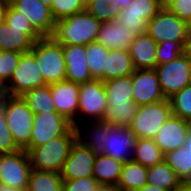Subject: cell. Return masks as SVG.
<instances>
[{
  "label": "cell",
  "instance_id": "11a10c76",
  "mask_svg": "<svg viewBox=\"0 0 191 191\" xmlns=\"http://www.w3.org/2000/svg\"><path fill=\"white\" fill-rule=\"evenodd\" d=\"M0 191H10V187L7 185L0 184Z\"/></svg>",
  "mask_w": 191,
  "mask_h": 191
},
{
  "label": "cell",
  "instance_id": "f5cc1de1",
  "mask_svg": "<svg viewBox=\"0 0 191 191\" xmlns=\"http://www.w3.org/2000/svg\"><path fill=\"white\" fill-rule=\"evenodd\" d=\"M100 191H120L116 187H103Z\"/></svg>",
  "mask_w": 191,
  "mask_h": 191
},
{
  "label": "cell",
  "instance_id": "9c48e42d",
  "mask_svg": "<svg viewBox=\"0 0 191 191\" xmlns=\"http://www.w3.org/2000/svg\"><path fill=\"white\" fill-rule=\"evenodd\" d=\"M155 70L166 99L191 84V61L183 54L166 64L157 65Z\"/></svg>",
  "mask_w": 191,
  "mask_h": 191
},
{
  "label": "cell",
  "instance_id": "83f0119b",
  "mask_svg": "<svg viewBox=\"0 0 191 191\" xmlns=\"http://www.w3.org/2000/svg\"><path fill=\"white\" fill-rule=\"evenodd\" d=\"M181 183L182 180L165 161L147 168V184L172 191Z\"/></svg>",
  "mask_w": 191,
  "mask_h": 191
},
{
  "label": "cell",
  "instance_id": "e0dca14e",
  "mask_svg": "<svg viewBox=\"0 0 191 191\" xmlns=\"http://www.w3.org/2000/svg\"><path fill=\"white\" fill-rule=\"evenodd\" d=\"M11 5L23 13L43 37L52 36L55 20L49 6L40 0H16Z\"/></svg>",
  "mask_w": 191,
  "mask_h": 191
},
{
  "label": "cell",
  "instance_id": "60d3db41",
  "mask_svg": "<svg viewBox=\"0 0 191 191\" xmlns=\"http://www.w3.org/2000/svg\"><path fill=\"white\" fill-rule=\"evenodd\" d=\"M103 187L93 177L63 179L62 191H100Z\"/></svg>",
  "mask_w": 191,
  "mask_h": 191
},
{
  "label": "cell",
  "instance_id": "ab89813d",
  "mask_svg": "<svg viewBox=\"0 0 191 191\" xmlns=\"http://www.w3.org/2000/svg\"><path fill=\"white\" fill-rule=\"evenodd\" d=\"M162 8L159 0H133L127 7L121 11L135 12L144 16L150 21Z\"/></svg>",
  "mask_w": 191,
  "mask_h": 191
},
{
  "label": "cell",
  "instance_id": "5b68a950",
  "mask_svg": "<svg viewBox=\"0 0 191 191\" xmlns=\"http://www.w3.org/2000/svg\"><path fill=\"white\" fill-rule=\"evenodd\" d=\"M107 103L102 80L93 79L92 81L79 84L77 124L104 121Z\"/></svg>",
  "mask_w": 191,
  "mask_h": 191
},
{
  "label": "cell",
  "instance_id": "603a6c76",
  "mask_svg": "<svg viewBox=\"0 0 191 191\" xmlns=\"http://www.w3.org/2000/svg\"><path fill=\"white\" fill-rule=\"evenodd\" d=\"M135 70L129 50H108L104 67V81L121 76H129Z\"/></svg>",
  "mask_w": 191,
  "mask_h": 191
},
{
  "label": "cell",
  "instance_id": "9f6ffc18",
  "mask_svg": "<svg viewBox=\"0 0 191 191\" xmlns=\"http://www.w3.org/2000/svg\"><path fill=\"white\" fill-rule=\"evenodd\" d=\"M43 4H46L47 6L51 7L53 0H40Z\"/></svg>",
  "mask_w": 191,
  "mask_h": 191
},
{
  "label": "cell",
  "instance_id": "c3c4849f",
  "mask_svg": "<svg viewBox=\"0 0 191 191\" xmlns=\"http://www.w3.org/2000/svg\"><path fill=\"white\" fill-rule=\"evenodd\" d=\"M136 191H167L163 188H160L159 186L151 185V184H146L142 188L136 190Z\"/></svg>",
  "mask_w": 191,
  "mask_h": 191
},
{
  "label": "cell",
  "instance_id": "e575fe53",
  "mask_svg": "<svg viewBox=\"0 0 191 191\" xmlns=\"http://www.w3.org/2000/svg\"><path fill=\"white\" fill-rule=\"evenodd\" d=\"M172 115L191 122V84L169 99Z\"/></svg>",
  "mask_w": 191,
  "mask_h": 191
},
{
  "label": "cell",
  "instance_id": "8fae6325",
  "mask_svg": "<svg viewBox=\"0 0 191 191\" xmlns=\"http://www.w3.org/2000/svg\"><path fill=\"white\" fill-rule=\"evenodd\" d=\"M72 123L58 112L34 114L29 144L25 148H34L48 143L53 138L64 135Z\"/></svg>",
  "mask_w": 191,
  "mask_h": 191
},
{
  "label": "cell",
  "instance_id": "ba28073f",
  "mask_svg": "<svg viewBox=\"0 0 191 191\" xmlns=\"http://www.w3.org/2000/svg\"><path fill=\"white\" fill-rule=\"evenodd\" d=\"M147 34L156 43L164 41H185L190 32L189 24L181 20L167 7H162L147 24Z\"/></svg>",
  "mask_w": 191,
  "mask_h": 191
},
{
  "label": "cell",
  "instance_id": "7dc6e473",
  "mask_svg": "<svg viewBox=\"0 0 191 191\" xmlns=\"http://www.w3.org/2000/svg\"><path fill=\"white\" fill-rule=\"evenodd\" d=\"M8 8V3L6 0H0V24L4 21L5 12Z\"/></svg>",
  "mask_w": 191,
  "mask_h": 191
},
{
  "label": "cell",
  "instance_id": "7a4b0ae2",
  "mask_svg": "<svg viewBox=\"0 0 191 191\" xmlns=\"http://www.w3.org/2000/svg\"><path fill=\"white\" fill-rule=\"evenodd\" d=\"M102 23L86 10L55 22L52 37L62 45L96 42Z\"/></svg>",
  "mask_w": 191,
  "mask_h": 191
},
{
  "label": "cell",
  "instance_id": "7402d4cb",
  "mask_svg": "<svg viewBox=\"0 0 191 191\" xmlns=\"http://www.w3.org/2000/svg\"><path fill=\"white\" fill-rule=\"evenodd\" d=\"M123 164L110 156L98 153L94 161L93 177L102 187H116Z\"/></svg>",
  "mask_w": 191,
  "mask_h": 191
},
{
  "label": "cell",
  "instance_id": "44dd1931",
  "mask_svg": "<svg viewBox=\"0 0 191 191\" xmlns=\"http://www.w3.org/2000/svg\"><path fill=\"white\" fill-rule=\"evenodd\" d=\"M77 140L96 154L102 153L105 135L109 134L110 124L107 122H84L75 126Z\"/></svg>",
  "mask_w": 191,
  "mask_h": 191
},
{
  "label": "cell",
  "instance_id": "91938a15",
  "mask_svg": "<svg viewBox=\"0 0 191 191\" xmlns=\"http://www.w3.org/2000/svg\"><path fill=\"white\" fill-rule=\"evenodd\" d=\"M14 1H16V0H6V2H7L9 5H11Z\"/></svg>",
  "mask_w": 191,
  "mask_h": 191
},
{
  "label": "cell",
  "instance_id": "4316f807",
  "mask_svg": "<svg viewBox=\"0 0 191 191\" xmlns=\"http://www.w3.org/2000/svg\"><path fill=\"white\" fill-rule=\"evenodd\" d=\"M133 161L144 167H152L164 161V153L156 145L153 138L136 139Z\"/></svg>",
  "mask_w": 191,
  "mask_h": 191
},
{
  "label": "cell",
  "instance_id": "74e56055",
  "mask_svg": "<svg viewBox=\"0 0 191 191\" xmlns=\"http://www.w3.org/2000/svg\"><path fill=\"white\" fill-rule=\"evenodd\" d=\"M21 54L10 50L0 51V83L4 86L13 76Z\"/></svg>",
  "mask_w": 191,
  "mask_h": 191
},
{
  "label": "cell",
  "instance_id": "2e32d148",
  "mask_svg": "<svg viewBox=\"0 0 191 191\" xmlns=\"http://www.w3.org/2000/svg\"><path fill=\"white\" fill-rule=\"evenodd\" d=\"M190 125L191 122L171 115L159 128L153 140L164 154L183 147Z\"/></svg>",
  "mask_w": 191,
  "mask_h": 191
},
{
  "label": "cell",
  "instance_id": "cb8c5ba5",
  "mask_svg": "<svg viewBox=\"0 0 191 191\" xmlns=\"http://www.w3.org/2000/svg\"><path fill=\"white\" fill-rule=\"evenodd\" d=\"M34 41L23 30L10 28L5 20L0 24V51L30 52Z\"/></svg>",
  "mask_w": 191,
  "mask_h": 191
},
{
  "label": "cell",
  "instance_id": "277c9868",
  "mask_svg": "<svg viewBox=\"0 0 191 191\" xmlns=\"http://www.w3.org/2000/svg\"><path fill=\"white\" fill-rule=\"evenodd\" d=\"M3 114L15 143L24 149L30 141L34 114L21 96L6 95Z\"/></svg>",
  "mask_w": 191,
  "mask_h": 191
},
{
  "label": "cell",
  "instance_id": "5bb4252c",
  "mask_svg": "<svg viewBox=\"0 0 191 191\" xmlns=\"http://www.w3.org/2000/svg\"><path fill=\"white\" fill-rule=\"evenodd\" d=\"M56 111L72 123L77 125L79 104V84L68 80L49 84Z\"/></svg>",
  "mask_w": 191,
  "mask_h": 191
},
{
  "label": "cell",
  "instance_id": "4dcf8cb0",
  "mask_svg": "<svg viewBox=\"0 0 191 191\" xmlns=\"http://www.w3.org/2000/svg\"><path fill=\"white\" fill-rule=\"evenodd\" d=\"M63 178L60 173L31 169L28 191H62Z\"/></svg>",
  "mask_w": 191,
  "mask_h": 191
},
{
  "label": "cell",
  "instance_id": "d4e9b609",
  "mask_svg": "<svg viewBox=\"0 0 191 191\" xmlns=\"http://www.w3.org/2000/svg\"><path fill=\"white\" fill-rule=\"evenodd\" d=\"M147 184V167L131 160L123 164L116 186L120 191H136Z\"/></svg>",
  "mask_w": 191,
  "mask_h": 191
},
{
  "label": "cell",
  "instance_id": "f35d334b",
  "mask_svg": "<svg viewBox=\"0 0 191 191\" xmlns=\"http://www.w3.org/2000/svg\"><path fill=\"white\" fill-rule=\"evenodd\" d=\"M184 41H164L158 43L156 51L157 65L166 64L183 54Z\"/></svg>",
  "mask_w": 191,
  "mask_h": 191
},
{
  "label": "cell",
  "instance_id": "ffe728a7",
  "mask_svg": "<svg viewBox=\"0 0 191 191\" xmlns=\"http://www.w3.org/2000/svg\"><path fill=\"white\" fill-rule=\"evenodd\" d=\"M158 44L147 32L137 34L129 47V54L135 69H155Z\"/></svg>",
  "mask_w": 191,
  "mask_h": 191
},
{
  "label": "cell",
  "instance_id": "52a82bcc",
  "mask_svg": "<svg viewBox=\"0 0 191 191\" xmlns=\"http://www.w3.org/2000/svg\"><path fill=\"white\" fill-rule=\"evenodd\" d=\"M46 85L35 55L30 51L20 55L17 68L5 85V92L9 96H22L29 90Z\"/></svg>",
  "mask_w": 191,
  "mask_h": 191
},
{
  "label": "cell",
  "instance_id": "484cf974",
  "mask_svg": "<svg viewBox=\"0 0 191 191\" xmlns=\"http://www.w3.org/2000/svg\"><path fill=\"white\" fill-rule=\"evenodd\" d=\"M139 106L134 101L126 103H107V110L103 122L113 126L129 127L137 114Z\"/></svg>",
  "mask_w": 191,
  "mask_h": 191
},
{
  "label": "cell",
  "instance_id": "8d00e7d4",
  "mask_svg": "<svg viewBox=\"0 0 191 191\" xmlns=\"http://www.w3.org/2000/svg\"><path fill=\"white\" fill-rule=\"evenodd\" d=\"M50 9L56 22L84 11L85 5L82 0H53Z\"/></svg>",
  "mask_w": 191,
  "mask_h": 191
},
{
  "label": "cell",
  "instance_id": "f907efd6",
  "mask_svg": "<svg viewBox=\"0 0 191 191\" xmlns=\"http://www.w3.org/2000/svg\"><path fill=\"white\" fill-rule=\"evenodd\" d=\"M184 146L188 149V151H190V154H191V125H190V128L188 130L186 142H185Z\"/></svg>",
  "mask_w": 191,
  "mask_h": 191
},
{
  "label": "cell",
  "instance_id": "94428289",
  "mask_svg": "<svg viewBox=\"0 0 191 191\" xmlns=\"http://www.w3.org/2000/svg\"><path fill=\"white\" fill-rule=\"evenodd\" d=\"M10 191H18V190L13 189V188L10 187ZM20 191H28V190L26 189V190H20Z\"/></svg>",
  "mask_w": 191,
  "mask_h": 191
},
{
  "label": "cell",
  "instance_id": "7c38bea8",
  "mask_svg": "<svg viewBox=\"0 0 191 191\" xmlns=\"http://www.w3.org/2000/svg\"><path fill=\"white\" fill-rule=\"evenodd\" d=\"M131 75L133 100L138 106L166 99L155 69H136Z\"/></svg>",
  "mask_w": 191,
  "mask_h": 191
},
{
  "label": "cell",
  "instance_id": "6f0895ef",
  "mask_svg": "<svg viewBox=\"0 0 191 191\" xmlns=\"http://www.w3.org/2000/svg\"><path fill=\"white\" fill-rule=\"evenodd\" d=\"M3 113V102L0 104V115Z\"/></svg>",
  "mask_w": 191,
  "mask_h": 191
},
{
  "label": "cell",
  "instance_id": "836d02e7",
  "mask_svg": "<svg viewBox=\"0 0 191 191\" xmlns=\"http://www.w3.org/2000/svg\"><path fill=\"white\" fill-rule=\"evenodd\" d=\"M4 20L10 25V28L23 30L34 42L43 37L33 27L29 19L23 13L17 11L12 5L8 4Z\"/></svg>",
  "mask_w": 191,
  "mask_h": 191
},
{
  "label": "cell",
  "instance_id": "7bdbcfd3",
  "mask_svg": "<svg viewBox=\"0 0 191 191\" xmlns=\"http://www.w3.org/2000/svg\"><path fill=\"white\" fill-rule=\"evenodd\" d=\"M21 150L15 143L11 131L8 128L6 118L0 115V154H10Z\"/></svg>",
  "mask_w": 191,
  "mask_h": 191
},
{
  "label": "cell",
  "instance_id": "1f68e13d",
  "mask_svg": "<svg viewBox=\"0 0 191 191\" xmlns=\"http://www.w3.org/2000/svg\"><path fill=\"white\" fill-rule=\"evenodd\" d=\"M164 161L182 182H191V154L185 146L166 152Z\"/></svg>",
  "mask_w": 191,
  "mask_h": 191
},
{
  "label": "cell",
  "instance_id": "ee69618b",
  "mask_svg": "<svg viewBox=\"0 0 191 191\" xmlns=\"http://www.w3.org/2000/svg\"><path fill=\"white\" fill-rule=\"evenodd\" d=\"M166 7L181 20L191 23V0H173Z\"/></svg>",
  "mask_w": 191,
  "mask_h": 191
},
{
  "label": "cell",
  "instance_id": "680465c9",
  "mask_svg": "<svg viewBox=\"0 0 191 191\" xmlns=\"http://www.w3.org/2000/svg\"><path fill=\"white\" fill-rule=\"evenodd\" d=\"M90 1H92V0H82V2L84 3V5L88 4Z\"/></svg>",
  "mask_w": 191,
  "mask_h": 191
},
{
  "label": "cell",
  "instance_id": "d6a6232c",
  "mask_svg": "<svg viewBox=\"0 0 191 191\" xmlns=\"http://www.w3.org/2000/svg\"><path fill=\"white\" fill-rule=\"evenodd\" d=\"M108 50L97 42H91L86 45L87 63L93 79L104 81V67Z\"/></svg>",
  "mask_w": 191,
  "mask_h": 191
},
{
  "label": "cell",
  "instance_id": "681fc988",
  "mask_svg": "<svg viewBox=\"0 0 191 191\" xmlns=\"http://www.w3.org/2000/svg\"><path fill=\"white\" fill-rule=\"evenodd\" d=\"M172 191H191V182H182L178 187Z\"/></svg>",
  "mask_w": 191,
  "mask_h": 191
},
{
  "label": "cell",
  "instance_id": "b9f144b4",
  "mask_svg": "<svg viewBox=\"0 0 191 191\" xmlns=\"http://www.w3.org/2000/svg\"><path fill=\"white\" fill-rule=\"evenodd\" d=\"M115 21L126 24L136 34H142L147 31L148 21L139 13L120 11Z\"/></svg>",
  "mask_w": 191,
  "mask_h": 191
},
{
  "label": "cell",
  "instance_id": "ac0fdd59",
  "mask_svg": "<svg viewBox=\"0 0 191 191\" xmlns=\"http://www.w3.org/2000/svg\"><path fill=\"white\" fill-rule=\"evenodd\" d=\"M65 80L82 84L93 80L86 57V45H63Z\"/></svg>",
  "mask_w": 191,
  "mask_h": 191
},
{
  "label": "cell",
  "instance_id": "bcb514c9",
  "mask_svg": "<svg viewBox=\"0 0 191 191\" xmlns=\"http://www.w3.org/2000/svg\"><path fill=\"white\" fill-rule=\"evenodd\" d=\"M133 0H113L112 4L115 9L127 7Z\"/></svg>",
  "mask_w": 191,
  "mask_h": 191
},
{
  "label": "cell",
  "instance_id": "3957f363",
  "mask_svg": "<svg viewBox=\"0 0 191 191\" xmlns=\"http://www.w3.org/2000/svg\"><path fill=\"white\" fill-rule=\"evenodd\" d=\"M31 52L47 85L65 80L66 64L63 45L52 36L41 37L35 41Z\"/></svg>",
  "mask_w": 191,
  "mask_h": 191
},
{
  "label": "cell",
  "instance_id": "f1b7e54d",
  "mask_svg": "<svg viewBox=\"0 0 191 191\" xmlns=\"http://www.w3.org/2000/svg\"><path fill=\"white\" fill-rule=\"evenodd\" d=\"M108 102L126 103L133 100L132 75L103 81Z\"/></svg>",
  "mask_w": 191,
  "mask_h": 191
},
{
  "label": "cell",
  "instance_id": "db71d44e",
  "mask_svg": "<svg viewBox=\"0 0 191 191\" xmlns=\"http://www.w3.org/2000/svg\"><path fill=\"white\" fill-rule=\"evenodd\" d=\"M162 7H166L173 0H159Z\"/></svg>",
  "mask_w": 191,
  "mask_h": 191
},
{
  "label": "cell",
  "instance_id": "8992f818",
  "mask_svg": "<svg viewBox=\"0 0 191 191\" xmlns=\"http://www.w3.org/2000/svg\"><path fill=\"white\" fill-rule=\"evenodd\" d=\"M171 115V105L168 99L140 105L129 128L136 139L153 138Z\"/></svg>",
  "mask_w": 191,
  "mask_h": 191
},
{
  "label": "cell",
  "instance_id": "6da1fadb",
  "mask_svg": "<svg viewBox=\"0 0 191 191\" xmlns=\"http://www.w3.org/2000/svg\"><path fill=\"white\" fill-rule=\"evenodd\" d=\"M76 140V130L72 126L64 135L53 138L48 143L34 148H24L28 153L31 168L61 173Z\"/></svg>",
  "mask_w": 191,
  "mask_h": 191
},
{
  "label": "cell",
  "instance_id": "9a60e30c",
  "mask_svg": "<svg viewBox=\"0 0 191 191\" xmlns=\"http://www.w3.org/2000/svg\"><path fill=\"white\" fill-rule=\"evenodd\" d=\"M96 153L78 140L72 145L69 157L64 162L61 171L63 179H79L93 176V166Z\"/></svg>",
  "mask_w": 191,
  "mask_h": 191
},
{
  "label": "cell",
  "instance_id": "f546056e",
  "mask_svg": "<svg viewBox=\"0 0 191 191\" xmlns=\"http://www.w3.org/2000/svg\"><path fill=\"white\" fill-rule=\"evenodd\" d=\"M21 97L33 114L57 112L51 95L50 85L29 90Z\"/></svg>",
  "mask_w": 191,
  "mask_h": 191
},
{
  "label": "cell",
  "instance_id": "30bf717a",
  "mask_svg": "<svg viewBox=\"0 0 191 191\" xmlns=\"http://www.w3.org/2000/svg\"><path fill=\"white\" fill-rule=\"evenodd\" d=\"M31 169L28 153L24 149L0 154V184L18 191L26 190Z\"/></svg>",
  "mask_w": 191,
  "mask_h": 191
},
{
  "label": "cell",
  "instance_id": "f6af8a7d",
  "mask_svg": "<svg viewBox=\"0 0 191 191\" xmlns=\"http://www.w3.org/2000/svg\"><path fill=\"white\" fill-rule=\"evenodd\" d=\"M183 55L191 61V33L189 32L187 39L183 44Z\"/></svg>",
  "mask_w": 191,
  "mask_h": 191
},
{
  "label": "cell",
  "instance_id": "d590c367",
  "mask_svg": "<svg viewBox=\"0 0 191 191\" xmlns=\"http://www.w3.org/2000/svg\"><path fill=\"white\" fill-rule=\"evenodd\" d=\"M112 2L113 0H92L85 5V10L101 23L114 21L121 9H115Z\"/></svg>",
  "mask_w": 191,
  "mask_h": 191
},
{
  "label": "cell",
  "instance_id": "d6986e66",
  "mask_svg": "<svg viewBox=\"0 0 191 191\" xmlns=\"http://www.w3.org/2000/svg\"><path fill=\"white\" fill-rule=\"evenodd\" d=\"M137 34L121 22L107 21L100 25L96 42L107 49L129 50Z\"/></svg>",
  "mask_w": 191,
  "mask_h": 191
},
{
  "label": "cell",
  "instance_id": "4fadbf2b",
  "mask_svg": "<svg viewBox=\"0 0 191 191\" xmlns=\"http://www.w3.org/2000/svg\"><path fill=\"white\" fill-rule=\"evenodd\" d=\"M136 137L129 127L113 126L105 135L102 153L117 161L126 163L133 159Z\"/></svg>",
  "mask_w": 191,
  "mask_h": 191
},
{
  "label": "cell",
  "instance_id": "816d5d0a",
  "mask_svg": "<svg viewBox=\"0 0 191 191\" xmlns=\"http://www.w3.org/2000/svg\"><path fill=\"white\" fill-rule=\"evenodd\" d=\"M5 96H6L5 86L0 83V104L3 102Z\"/></svg>",
  "mask_w": 191,
  "mask_h": 191
}]
</instances>
